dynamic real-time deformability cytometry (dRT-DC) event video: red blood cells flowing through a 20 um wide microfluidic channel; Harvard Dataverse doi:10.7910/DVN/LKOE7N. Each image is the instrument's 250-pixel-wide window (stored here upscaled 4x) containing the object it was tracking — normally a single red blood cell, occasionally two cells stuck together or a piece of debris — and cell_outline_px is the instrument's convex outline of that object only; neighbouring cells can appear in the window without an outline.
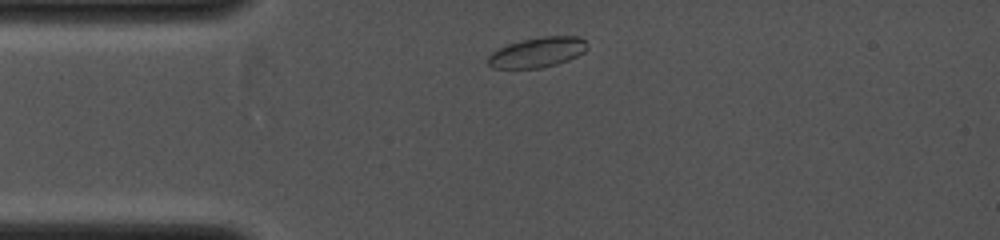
{"species": "common noctule bat (a hibernating species)", "species_latin": "Nyctalus noctula", "temperature_condition": "cold", "stored_images_in_passage": 3, "camera_frame_rate_fps": 4000, "um_per_image_px": 0.085, "animal": {"sex": "female", "body_mass_g": 19.0, "forearm_length_mm": 53.3}, "frame": {"image": 1, "passage_image": 1, "time_ms": 0.0, "image_size_px": [1000, 240], "cell_outline_px": [[588, 48], [584, 52], [568, 60], [556, 64], [540, 68], [492, 68], [488, 64], [488, 56], [492, 52], [508, 44], [520, 40], [544, 36], [580, 36], [588, 44]], "centroid_in_image_um": [45.69, 4.44], "position_along_channel_um": 39.3, "area_um2": 17.4}}
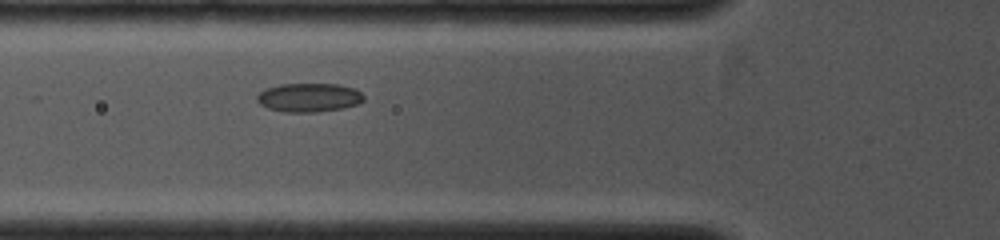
{"frame": {"image": 2, "passage_image": 3, "time_ms": 1.5, "image_size_px": [1000, 240], "cell_outline_px": [[364, 100], [360, 104], [344, 108], [316, 112], [284, 112], [268, 108], [260, 104], [256, 100], [256, 96], [260, 92], [268, 88], [280, 84], [336, 84], [352, 88], [360, 92], [364, 96]], "centroid_in_image_um": [26.27, 8.3], "position_along_channel_um": 99.5, "area_um2": 17.92}}